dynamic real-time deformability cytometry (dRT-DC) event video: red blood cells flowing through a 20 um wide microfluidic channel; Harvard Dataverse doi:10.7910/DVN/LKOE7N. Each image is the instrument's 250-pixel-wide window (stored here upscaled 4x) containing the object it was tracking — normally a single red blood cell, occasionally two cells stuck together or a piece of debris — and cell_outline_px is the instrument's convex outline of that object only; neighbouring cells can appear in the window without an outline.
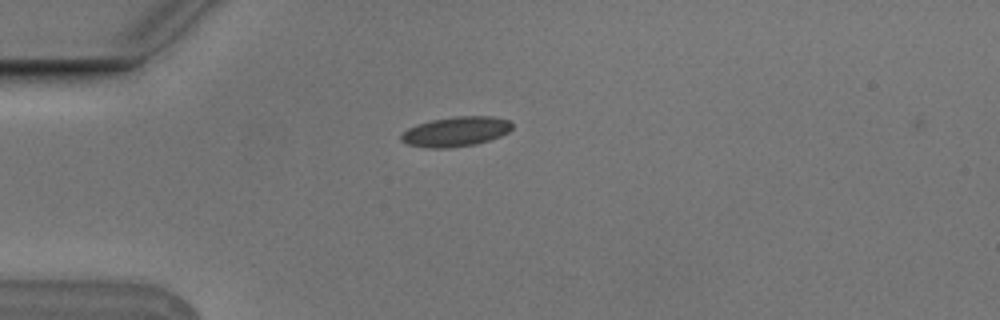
{"species": "Egyptian fruit bat (a non-hibernating species)", "species_latin": "Rousettus aegyptiacus", "temperature_condition": "cold", "stored_images_in_passage": 4, "camera_frame_rate_fps": 3000, "um_per_image_px": 0.085, "animal": {"sex": "male"}, "frame": {"image": 1, "passage_image": 2, "time_ms": 0.333, "image_size_px": [1000, 320], "cell_outline_px": [[512, 128], [508, 132], [500, 136], [476, 144], [448, 148], [428, 148], [408, 144], [400, 140], [400, 136], [408, 128], [416, 124], [432, 120], [456, 116], [492, 116], [508, 120], [512, 124]], "centroid_in_image_um": [38.73, 11.18], "position_along_channel_um": 46.3, "area_um2": 19.19}}
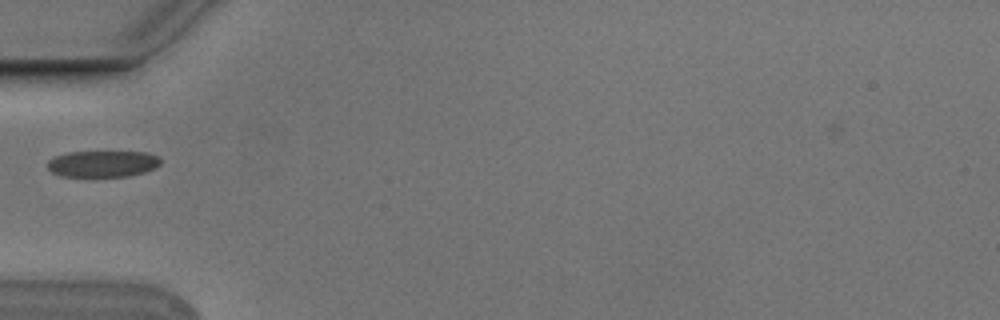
{"frame": {"image": 2, "passage_image": 3, "time_ms": 0.667, "image_size_px": [1000, 320], "cell_outline_px": [[160, 164], [156, 168], [144, 172], [128, 176], [96, 180], [92, 180], [60, 176], [52, 172], [48, 168], [48, 160], [56, 156], [68, 152], [148, 152], [160, 156]], "centroid_in_image_um": [8.72, 13.98], "position_along_channel_um": 76.3, "area_um2": 18.44}}